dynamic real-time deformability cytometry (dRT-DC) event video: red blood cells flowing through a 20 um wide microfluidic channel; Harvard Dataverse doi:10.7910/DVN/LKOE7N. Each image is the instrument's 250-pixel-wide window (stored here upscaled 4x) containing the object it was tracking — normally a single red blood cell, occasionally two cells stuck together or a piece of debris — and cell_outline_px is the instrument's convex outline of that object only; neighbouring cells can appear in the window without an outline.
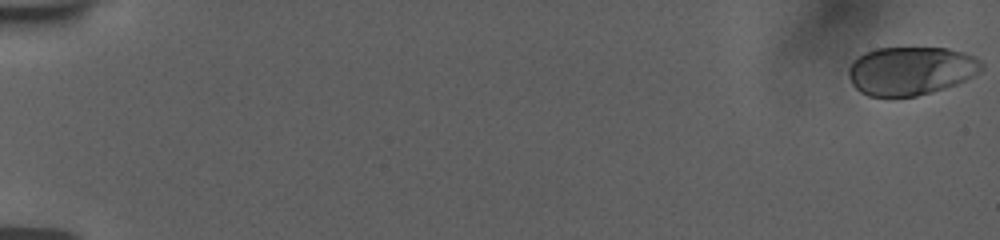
{"species": "human", "species_latin": "Homo sapiens", "temperature_condition": "room temperature", "stored_images_in_passage": 56, "camera_frame_rate_fps": 3000, "um_per_image_px": 0.085, "donor": {"sex": "female"}, "frame": {"image": 1, "passage_image": 1, "time_ms": 0.0, "image_size_px": [1000, 240], "cell_outline_px": [[984, 68], [980, 72], [956, 84], [932, 92], [916, 96], [868, 96], [860, 92], [852, 84], [848, 76], [848, 68], [852, 60], [856, 56], [864, 52], [876, 48], [948, 48], [964, 52], [976, 56], [984, 64]], "centroid_in_image_um": [77.41, 6.0], "position_along_channel_um": 7.6, "area_um2": 37.92}}
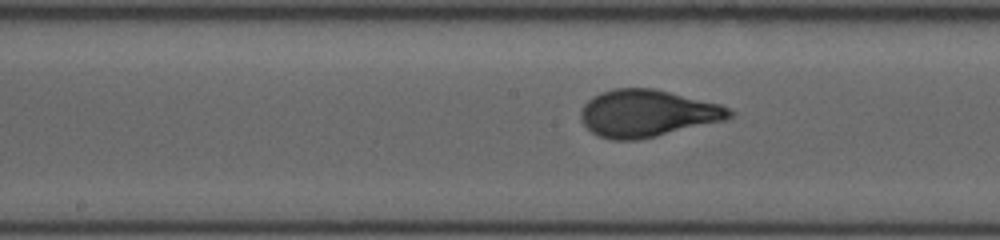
{"frame": {"image": 2, "passage_image": 31, "time_ms": 10.0, "image_size_px": [1000, 240], "cell_outline_px": [[736, 116], [728, 120], [640, 140], [612, 140], [600, 136], [592, 132], [580, 120], [580, 112], [584, 104], [592, 96], [600, 92], [616, 88], [656, 88], [720, 104], [736, 112]], "centroid_in_image_um": [55.07, 9.63], "position_along_channel_um": 193.1, "area_um2": 41.38}}
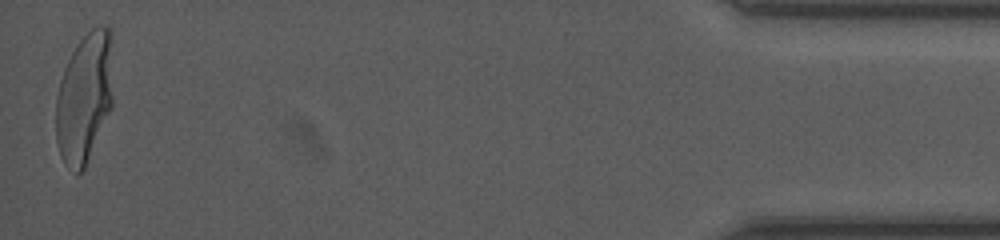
{"frame": {"image": 3, "passage_image": 56, "time_ms": 18.333, "image_size_px": [1000, 240], "cell_outline_px": [[112, 108], [84, 168], [76, 176], [64, 164], [60, 156], [56, 140], [56, 96], [60, 80], [64, 68], [72, 52], [80, 40], [92, 28], [100, 24], [112, 28]], "centroid_in_image_um": [7.18, 8.3], "position_along_channel_um": 428.0, "area_um2": 43.99}, "authors_computed_cell_mechanics": {"area_um2": 39.9687, "velocity_mm_per_s": 3.7644, "shape_relaxation_time_tau1_ms": 4.1953, "shape_relaxation_time_tau2_ms": null, "deformation_change_tau1": 0.185, "deformation_change_tau2": null}}